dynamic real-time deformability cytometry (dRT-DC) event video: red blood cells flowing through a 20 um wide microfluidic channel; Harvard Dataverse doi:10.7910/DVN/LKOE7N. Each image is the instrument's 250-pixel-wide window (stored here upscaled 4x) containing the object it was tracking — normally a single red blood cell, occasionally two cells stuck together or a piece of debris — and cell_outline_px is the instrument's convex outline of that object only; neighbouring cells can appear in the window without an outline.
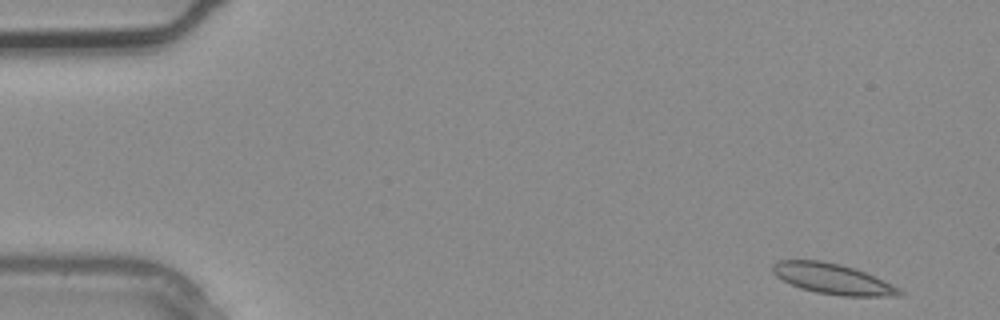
{"species": "common noctule bat (a hibernating species)", "species_latin": "Nyctalus noctula", "temperature_condition": "warm", "stored_images_in_passage": 2, "camera_frame_rate_fps": 3000, "um_per_image_px": 0.085, "animal": {"sex": "male", "body_mass_g": 20.4}, "frame": {"image": 1, "passage_image": 1, "time_ms": 0.0, "image_size_px": [1000, 320], "cell_outline_px": [[904, 292], [896, 296], [840, 296], [816, 292], [800, 288], [776, 276], [772, 272], [772, 264], [780, 260], [820, 260], [840, 264], [856, 268], [892, 284], [900, 288]], "centroid_in_image_um": [70.78, 23.7], "position_along_channel_um": 14.2, "area_um2": 22.48}}